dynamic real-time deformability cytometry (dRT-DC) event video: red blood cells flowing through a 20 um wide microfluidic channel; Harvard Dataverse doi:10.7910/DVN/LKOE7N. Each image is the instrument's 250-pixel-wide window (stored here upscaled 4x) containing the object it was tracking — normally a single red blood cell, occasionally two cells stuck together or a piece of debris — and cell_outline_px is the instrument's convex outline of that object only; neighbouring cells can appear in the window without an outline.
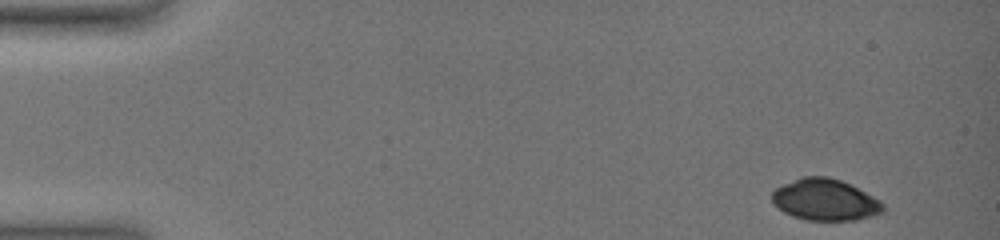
{"species": "common noctule bat (a hibernating species)", "species_latin": "Nyctalus noctula", "temperature_condition": "warm", "stored_images_in_passage": 31, "camera_frame_rate_fps": 3000, "um_per_image_px": 0.085, "animal": {"sex": "female", "body_mass_g": 19.0, "forearm_length_mm": 51.5}, "frame": {"image": 1, "passage_image": 1, "time_ms": 0.0, "image_size_px": [1000, 240], "cell_outline_px": [[884, 212], [856, 220], [804, 220], [792, 216], [776, 208], [772, 204], [772, 192], [776, 188], [800, 176], [828, 176], [840, 180], [880, 200], [884, 204]], "centroid_in_image_um": [70.09, 16.99], "position_along_channel_um": 14.9, "area_um2": 26.88}}
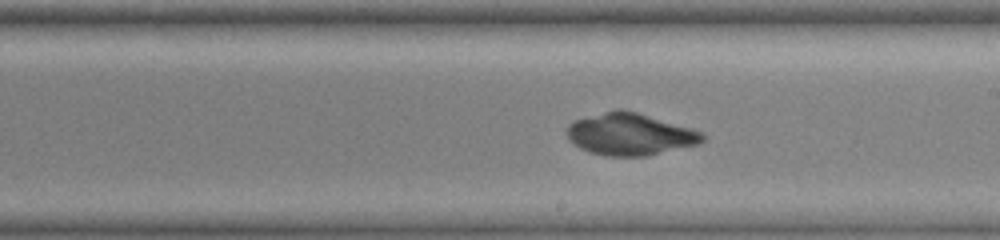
{"frame": {"image": 2, "passage_image": 19, "time_ms": 9.667, "image_size_px": [1000, 240], "cell_outline_px": [[704, 140], [700, 144], [644, 156], [604, 156], [588, 152], [580, 148], [568, 140], [564, 132], [568, 124], [576, 120], [616, 108], [620, 108], [636, 112], [692, 128], [704, 132]], "centroid_in_image_um": [53.53, 11.41], "position_along_channel_um": 235.5, "area_um2": 33.41}}
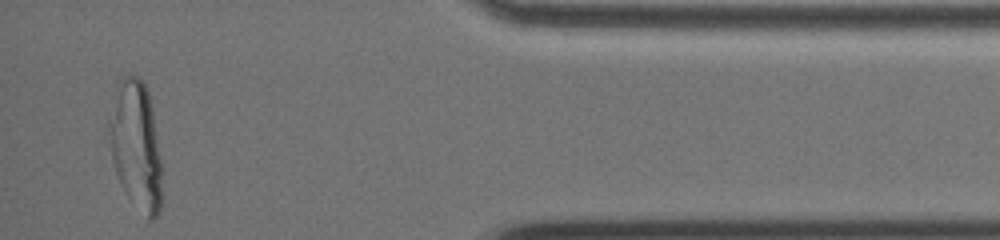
{"frame": {"image": 3, "passage_image": 31, "time_ms": 15.667, "image_size_px": [1000, 240], "cell_outline_px": [[160, 212], [152, 220], [148, 220], [128, 196], [120, 184], [112, 160], [108, 132], [108, 120], [116, 84], [120, 76], [140, 76], [148, 92], [152, 108], [160, 160]], "centroid_in_image_um": [11.51, 12.3], "position_along_channel_um": 423.7, "area_um2": 39.36}}